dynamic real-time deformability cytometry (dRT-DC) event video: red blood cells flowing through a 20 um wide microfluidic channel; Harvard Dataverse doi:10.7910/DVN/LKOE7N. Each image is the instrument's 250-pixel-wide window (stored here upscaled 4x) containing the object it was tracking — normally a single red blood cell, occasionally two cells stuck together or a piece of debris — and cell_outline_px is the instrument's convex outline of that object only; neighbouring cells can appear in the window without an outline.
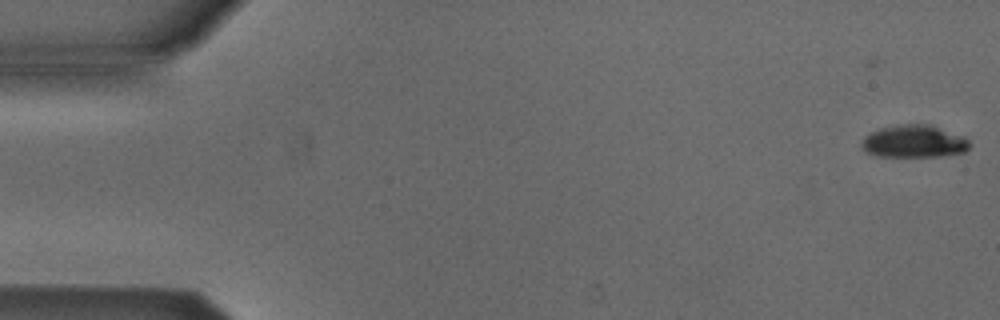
{"species": "Egyptian fruit bat (a non-hibernating species)", "species_latin": "Rousettus aegyptiacus", "temperature_condition": "cold", "stored_images_in_passage": 46, "camera_frame_rate_fps": 3000, "um_per_image_px": 0.085, "animal": {"sex": "male"}, "frame": {"image": 1, "passage_image": 1, "time_ms": 0.0, "image_size_px": [1000, 320], "cell_outline_px": [[972, 144], [964, 152], [940, 156], [876, 156], [868, 152], [860, 144], [864, 136], [880, 128], [900, 124], [932, 124], [964, 136]], "centroid_in_image_um": [77.72, 12.0], "position_along_channel_um": 7.3, "area_um2": 20.52}}
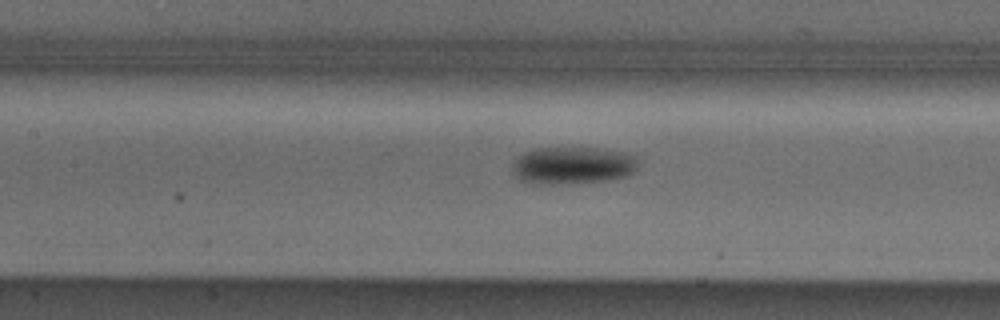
{"frame": {"image": 2, "passage_image": 24, "time_ms": 7.667, "image_size_px": [1000, 320], "cell_outline_px": [[636, 168], [628, 176], [608, 180], [552, 184], [540, 184], [520, 180], [516, 176], [512, 168], [512, 164], [524, 152], [536, 148], [592, 148], [624, 152], [636, 156]], "centroid_in_image_um": [48.67, 14.06], "position_along_channel_um": 158.7, "area_um2": 27.05}}
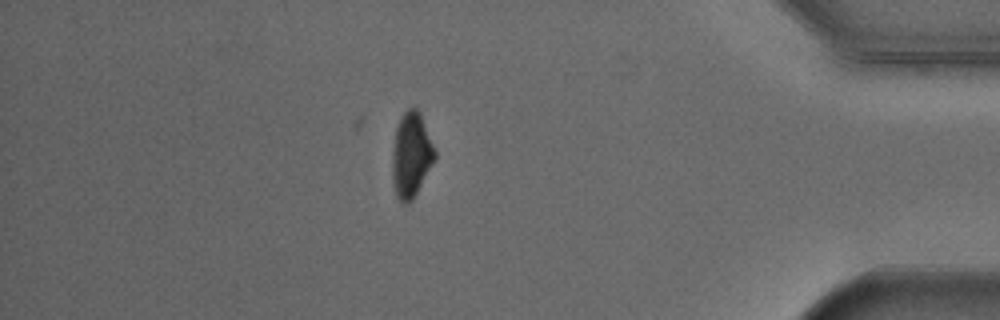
{"frame": {"image": 3, "passage_image": 46, "time_ms": 15.0, "image_size_px": [1000, 320], "cell_outline_px": [[436, 156], [412, 200], [408, 204], [400, 204], [396, 196], [392, 184], [392, 152], [396, 128], [400, 116], [408, 108], [416, 108], [420, 112], [436, 152]], "centroid_in_image_um": [34.92, 13.19], "position_along_channel_um": 400.3, "area_um2": 21.04}, "authors_computed_cell_mechanics": {"area_um2": 24.4783, "velocity_mm_per_s": 3.8659, "shape_relaxation_time_tau1_ms": 2.0253, "shape_relaxation_time_tau2_ms": null, "deformation_change_tau1": 0.0984, "deformation_change_tau2": null}}